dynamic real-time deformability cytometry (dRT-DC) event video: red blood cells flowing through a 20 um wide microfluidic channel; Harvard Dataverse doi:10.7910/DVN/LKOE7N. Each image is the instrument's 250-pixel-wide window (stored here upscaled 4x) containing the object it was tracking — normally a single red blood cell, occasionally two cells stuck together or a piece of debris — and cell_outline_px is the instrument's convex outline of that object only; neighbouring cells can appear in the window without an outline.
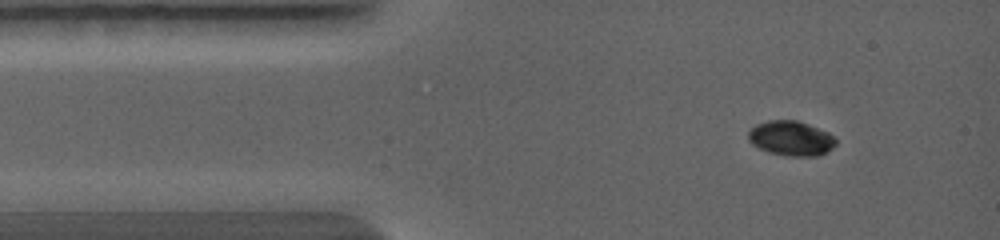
{"species": "common noctule bat (a hibernating species)", "species_latin": "Nyctalus noctula", "temperature_condition": "warm", "stored_images_in_passage": 10, "camera_frame_rate_fps": 5000, "um_per_image_px": 0.085, "animal": {"sex": "female", "body_mass_g": 19.0, "forearm_length_mm": 56.7}, "frame": {"image": 1, "passage_image": 1, "time_ms": 0.0, "image_size_px": [1000, 240], "cell_outline_px": [[836, 144], [828, 152], [816, 156], [784, 156], [768, 152], [752, 144], [748, 140], [748, 132], [756, 124], [768, 120], [796, 120], [808, 124], [828, 132], [836, 140]], "centroid_in_image_um": [67.23, 11.76], "position_along_channel_um": 17.8, "area_um2": 17.8}}
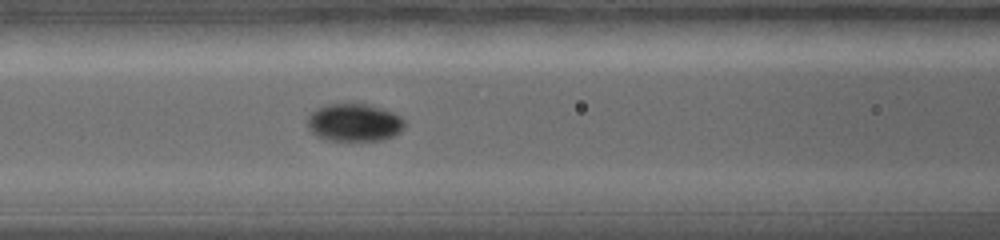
{"frame": {"image": 2, "passage_image": 7, "time_ms": 3.0, "image_size_px": [1000, 240], "cell_outline_px": [[404, 128], [400, 132], [392, 136], [380, 140], [324, 140], [316, 136], [308, 128], [308, 116], [316, 108], [328, 104], [368, 104], [392, 112], [400, 116], [404, 120]], "centroid_in_image_um": [30.09, 10.42], "position_along_channel_um": 136.5, "area_um2": 21.27}}
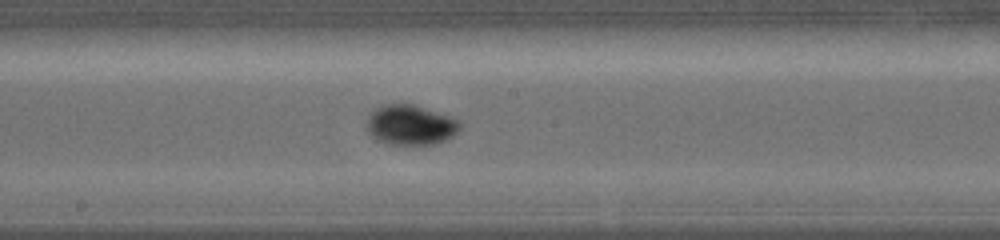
{"frame": {"image": 3, "passage_image": 10, "time_ms": 4.4, "image_size_px": [1000, 240], "cell_outline_px": [[460, 128], [448, 140], [432, 144], [388, 144], [372, 136], [368, 132], [368, 116], [376, 108], [384, 104], [412, 104], [460, 120]], "centroid_in_image_um": [34.9, 10.62], "position_along_channel_um": 213.3, "area_um2": 21.39}}